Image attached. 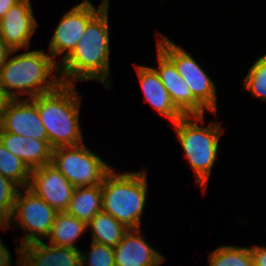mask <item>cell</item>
<instances>
[{
	"mask_svg": "<svg viewBox=\"0 0 266 266\" xmlns=\"http://www.w3.org/2000/svg\"><path fill=\"white\" fill-rule=\"evenodd\" d=\"M19 0H0V19L9 11V9Z\"/></svg>",
	"mask_w": 266,
	"mask_h": 266,
	"instance_id": "f546056e",
	"label": "cell"
},
{
	"mask_svg": "<svg viewBox=\"0 0 266 266\" xmlns=\"http://www.w3.org/2000/svg\"><path fill=\"white\" fill-rule=\"evenodd\" d=\"M109 2L88 22L73 51L59 65L62 83L97 80L109 88ZM61 67V68H60Z\"/></svg>",
	"mask_w": 266,
	"mask_h": 266,
	"instance_id": "6da1fadb",
	"label": "cell"
},
{
	"mask_svg": "<svg viewBox=\"0 0 266 266\" xmlns=\"http://www.w3.org/2000/svg\"><path fill=\"white\" fill-rule=\"evenodd\" d=\"M159 40L157 49L174 64L177 72L189 86L193 97L206 110L216 113L218 107L214 82L185 49L163 35L161 41Z\"/></svg>",
	"mask_w": 266,
	"mask_h": 266,
	"instance_id": "ba28073f",
	"label": "cell"
},
{
	"mask_svg": "<svg viewBox=\"0 0 266 266\" xmlns=\"http://www.w3.org/2000/svg\"><path fill=\"white\" fill-rule=\"evenodd\" d=\"M0 141L4 147L19 157L30 170L50 164L53 148L48 140L5 132L0 128Z\"/></svg>",
	"mask_w": 266,
	"mask_h": 266,
	"instance_id": "9a60e30c",
	"label": "cell"
},
{
	"mask_svg": "<svg viewBox=\"0 0 266 266\" xmlns=\"http://www.w3.org/2000/svg\"><path fill=\"white\" fill-rule=\"evenodd\" d=\"M115 266H157L164 257L140 236V229H129L114 247Z\"/></svg>",
	"mask_w": 266,
	"mask_h": 266,
	"instance_id": "5bb4252c",
	"label": "cell"
},
{
	"mask_svg": "<svg viewBox=\"0 0 266 266\" xmlns=\"http://www.w3.org/2000/svg\"><path fill=\"white\" fill-rule=\"evenodd\" d=\"M37 25L31 1L19 0L0 19V37L13 51L28 49Z\"/></svg>",
	"mask_w": 266,
	"mask_h": 266,
	"instance_id": "7c38bea8",
	"label": "cell"
},
{
	"mask_svg": "<svg viewBox=\"0 0 266 266\" xmlns=\"http://www.w3.org/2000/svg\"><path fill=\"white\" fill-rule=\"evenodd\" d=\"M10 256L9 250L0 239V266H11L12 260Z\"/></svg>",
	"mask_w": 266,
	"mask_h": 266,
	"instance_id": "83f0119b",
	"label": "cell"
},
{
	"mask_svg": "<svg viewBox=\"0 0 266 266\" xmlns=\"http://www.w3.org/2000/svg\"><path fill=\"white\" fill-rule=\"evenodd\" d=\"M158 64L155 69L168 91L175 107L184 115H204L205 108L193 97L185 80L177 72L174 64L158 49Z\"/></svg>",
	"mask_w": 266,
	"mask_h": 266,
	"instance_id": "4fadbf2b",
	"label": "cell"
},
{
	"mask_svg": "<svg viewBox=\"0 0 266 266\" xmlns=\"http://www.w3.org/2000/svg\"><path fill=\"white\" fill-rule=\"evenodd\" d=\"M0 128L9 133L31 137L37 140H48L45 127L35 105V97L11 99L3 114Z\"/></svg>",
	"mask_w": 266,
	"mask_h": 266,
	"instance_id": "8fae6325",
	"label": "cell"
},
{
	"mask_svg": "<svg viewBox=\"0 0 266 266\" xmlns=\"http://www.w3.org/2000/svg\"><path fill=\"white\" fill-rule=\"evenodd\" d=\"M146 176L145 170L117 174L112 169L101 184L102 211L127 229H140L147 197Z\"/></svg>",
	"mask_w": 266,
	"mask_h": 266,
	"instance_id": "277c9868",
	"label": "cell"
},
{
	"mask_svg": "<svg viewBox=\"0 0 266 266\" xmlns=\"http://www.w3.org/2000/svg\"><path fill=\"white\" fill-rule=\"evenodd\" d=\"M85 230V223L67 212H57L47 240L50 245L78 249L75 246L76 239H79Z\"/></svg>",
	"mask_w": 266,
	"mask_h": 266,
	"instance_id": "d6986e66",
	"label": "cell"
},
{
	"mask_svg": "<svg viewBox=\"0 0 266 266\" xmlns=\"http://www.w3.org/2000/svg\"><path fill=\"white\" fill-rule=\"evenodd\" d=\"M254 266H266V247H250Z\"/></svg>",
	"mask_w": 266,
	"mask_h": 266,
	"instance_id": "484cf974",
	"label": "cell"
},
{
	"mask_svg": "<svg viewBox=\"0 0 266 266\" xmlns=\"http://www.w3.org/2000/svg\"><path fill=\"white\" fill-rule=\"evenodd\" d=\"M13 51L5 41L0 37V68L7 62L8 57L12 55Z\"/></svg>",
	"mask_w": 266,
	"mask_h": 266,
	"instance_id": "4316f807",
	"label": "cell"
},
{
	"mask_svg": "<svg viewBox=\"0 0 266 266\" xmlns=\"http://www.w3.org/2000/svg\"><path fill=\"white\" fill-rule=\"evenodd\" d=\"M108 2L109 0H102L100 6L96 9L89 0H84L61 18L49 44V54L54 60L67 51L62 58L63 60L73 51L84 34L88 22Z\"/></svg>",
	"mask_w": 266,
	"mask_h": 266,
	"instance_id": "9c48e42d",
	"label": "cell"
},
{
	"mask_svg": "<svg viewBox=\"0 0 266 266\" xmlns=\"http://www.w3.org/2000/svg\"><path fill=\"white\" fill-rule=\"evenodd\" d=\"M203 116H183L173 123L185 156L194 170L196 182L202 190L207 187L223 133L220 123L210 122L207 127L199 125V122L204 121Z\"/></svg>",
	"mask_w": 266,
	"mask_h": 266,
	"instance_id": "5b68a950",
	"label": "cell"
},
{
	"mask_svg": "<svg viewBox=\"0 0 266 266\" xmlns=\"http://www.w3.org/2000/svg\"><path fill=\"white\" fill-rule=\"evenodd\" d=\"M19 190L16 183L0 174V221H9Z\"/></svg>",
	"mask_w": 266,
	"mask_h": 266,
	"instance_id": "d4e9b609",
	"label": "cell"
},
{
	"mask_svg": "<svg viewBox=\"0 0 266 266\" xmlns=\"http://www.w3.org/2000/svg\"><path fill=\"white\" fill-rule=\"evenodd\" d=\"M210 266H254L250 248L221 246L209 254Z\"/></svg>",
	"mask_w": 266,
	"mask_h": 266,
	"instance_id": "7402d4cb",
	"label": "cell"
},
{
	"mask_svg": "<svg viewBox=\"0 0 266 266\" xmlns=\"http://www.w3.org/2000/svg\"><path fill=\"white\" fill-rule=\"evenodd\" d=\"M56 61L42 50L8 57L0 68V87L10 99L19 100L23 95L31 99L53 91L62 83L60 76L57 77L59 65ZM53 72L56 73L49 79Z\"/></svg>",
	"mask_w": 266,
	"mask_h": 266,
	"instance_id": "7a4b0ae2",
	"label": "cell"
},
{
	"mask_svg": "<svg viewBox=\"0 0 266 266\" xmlns=\"http://www.w3.org/2000/svg\"><path fill=\"white\" fill-rule=\"evenodd\" d=\"M0 174L16 183L19 187H28L31 170L16 155L8 151L0 141Z\"/></svg>",
	"mask_w": 266,
	"mask_h": 266,
	"instance_id": "44dd1931",
	"label": "cell"
},
{
	"mask_svg": "<svg viewBox=\"0 0 266 266\" xmlns=\"http://www.w3.org/2000/svg\"><path fill=\"white\" fill-rule=\"evenodd\" d=\"M10 100L11 99L6 95V93L0 87V124L3 118V114L5 112V108Z\"/></svg>",
	"mask_w": 266,
	"mask_h": 266,
	"instance_id": "f1b7e54d",
	"label": "cell"
},
{
	"mask_svg": "<svg viewBox=\"0 0 266 266\" xmlns=\"http://www.w3.org/2000/svg\"><path fill=\"white\" fill-rule=\"evenodd\" d=\"M54 165L74 187L101 185L112 168L84 143L63 146L52 151Z\"/></svg>",
	"mask_w": 266,
	"mask_h": 266,
	"instance_id": "8992f818",
	"label": "cell"
},
{
	"mask_svg": "<svg viewBox=\"0 0 266 266\" xmlns=\"http://www.w3.org/2000/svg\"><path fill=\"white\" fill-rule=\"evenodd\" d=\"M22 193L19 190L9 221H0L2 229L10 228L9 226L14 220L15 223L17 222V226L26 230L20 247L47 239L57 213L28 187H25V192Z\"/></svg>",
	"mask_w": 266,
	"mask_h": 266,
	"instance_id": "52a82bcc",
	"label": "cell"
},
{
	"mask_svg": "<svg viewBox=\"0 0 266 266\" xmlns=\"http://www.w3.org/2000/svg\"><path fill=\"white\" fill-rule=\"evenodd\" d=\"M80 258L81 266H115L114 248L93 241L89 253L81 252Z\"/></svg>",
	"mask_w": 266,
	"mask_h": 266,
	"instance_id": "cb8c5ba5",
	"label": "cell"
},
{
	"mask_svg": "<svg viewBox=\"0 0 266 266\" xmlns=\"http://www.w3.org/2000/svg\"><path fill=\"white\" fill-rule=\"evenodd\" d=\"M75 84L61 83L55 90L35 97V105L54 149L83 143L79 123L80 98Z\"/></svg>",
	"mask_w": 266,
	"mask_h": 266,
	"instance_id": "3957f363",
	"label": "cell"
},
{
	"mask_svg": "<svg viewBox=\"0 0 266 266\" xmlns=\"http://www.w3.org/2000/svg\"><path fill=\"white\" fill-rule=\"evenodd\" d=\"M245 89L266 101V54L256 60L243 80Z\"/></svg>",
	"mask_w": 266,
	"mask_h": 266,
	"instance_id": "603a6c76",
	"label": "cell"
},
{
	"mask_svg": "<svg viewBox=\"0 0 266 266\" xmlns=\"http://www.w3.org/2000/svg\"><path fill=\"white\" fill-rule=\"evenodd\" d=\"M145 101L161 115L175 123L184 115L175 107L171 97L161 82L155 68L138 65L136 67Z\"/></svg>",
	"mask_w": 266,
	"mask_h": 266,
	"instance_id": "2e32d148",
	"label": "cell"
},
{
	"mask_svg": "<svg viewBox=\"0 0 266 266\" xmlns=\"http://www.w3.org/2000/svg\"><path fill=\"white\" fill-rule=\"evenodd\" d=\"M28 188L57 212H66L75 189L51 163L31 170Z\"/></svg>",
	"mask_w": 266,
	"mask_h": 266,
	"instance_id": "30bf717a",
	"label": "cell"
},
{
	"mask_svg": "<svg viewBox=\"0 0 266 266\" xmlns=\"http://www.w3.org/2000/svg\"><path fill=\"white\" fill-rule=\"evenodd\" d=\"M16 253L20 255V260H17L16 263L18 264L17 266H32L31 263H29L21 254H20V247H16L15 249Z\"/></svg>",
	"mask_w": 266,
	"mask_h": 266,
	"instance_id": "4dcf8cb0",
	"label": "cell"
},
{
	"mask_svg": "<svg viewBox=\"0 0 266 266\" xmlns=\"http://www.w3.org/2000/svg\"><path fill=\"white\" fill-rule=\"evenodd\" d=\"M91 229L92 241L109 247H115L129 230L118 220L103 211L97 213L87 224Z\"/></svg>",
	"mask_w": 266,
	"mask_h": 266,
	"instance_id": "ffe728a7",
	"label": "cell"
},
{
	"mask_svg": "<svg viewBox=\"0 0 266 266\" xmlns=\"http://www.w3.org/2000/svg\"><path fill=\"white\" fill-rule=\"evenodd\" d=\"M102 211L101 185L75 187L66 212L86 225Z\"/></svg>",
	"mask_w": 266,
	"mask_h": 266,
	"instance_id": "ac0fdd59",
	"label": "cell"
},
{
	"mask_svg": "<svg viewBox=\"0 0 266 266\" xmlns=\"http://www.w3.org/2000/svg\"><path fill=\"white\" fill-rule=\"evenodd\" d=\"M20 254L32 266H81L80 250L47 245L43 241L21 246Z\"/></svg>",
	"mask_w": 266,
	"mask_h": 266,
	"instance_id": "e0dca14e",
	"label": "cell"
}]
</instances>
